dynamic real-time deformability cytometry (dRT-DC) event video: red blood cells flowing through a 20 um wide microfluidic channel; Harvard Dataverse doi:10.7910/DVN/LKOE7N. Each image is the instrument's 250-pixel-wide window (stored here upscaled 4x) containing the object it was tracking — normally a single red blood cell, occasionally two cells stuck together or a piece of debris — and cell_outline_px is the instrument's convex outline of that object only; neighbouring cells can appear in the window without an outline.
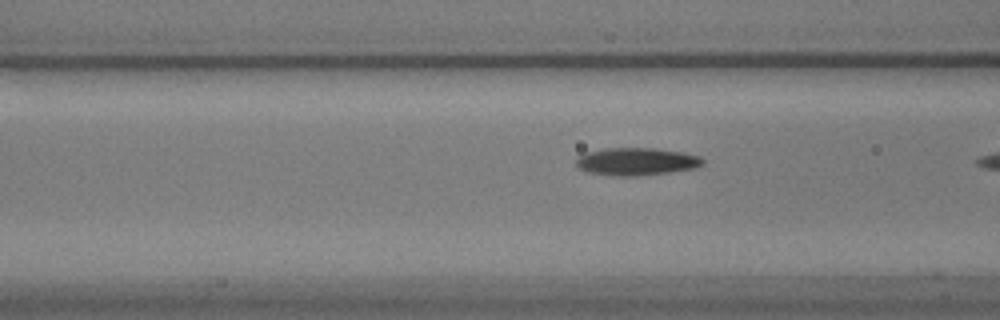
{"species": "common noctule bat (a hibernating species)", "species_latin": "Nyctalus noctula", "temperature_condition": "warm", "stored_images_in_passage": 18, "camera_frame_rate_fps": 3000, "um_per_image_px": 0.085, "animal": {"sex": "male", "body_mass_g": 17.9}, "frame": {"image": 1, "passage_image": 16, "time_ms": 5.0, "image_size_px": [1000, 320], "cell_outline_px": [[704, 164], [696, 168], [668, 172], [636, 176], [612, 176], [588, 172], [576, 168], [576, 160], [584, 152], [604, 148], [656, 148], [684, 152], [700, 156], [704, 160]], "centroid_in_image_um": [54.09, 13.73], "position_along_channel_um": 112.5, "area_um2": 20.63}}